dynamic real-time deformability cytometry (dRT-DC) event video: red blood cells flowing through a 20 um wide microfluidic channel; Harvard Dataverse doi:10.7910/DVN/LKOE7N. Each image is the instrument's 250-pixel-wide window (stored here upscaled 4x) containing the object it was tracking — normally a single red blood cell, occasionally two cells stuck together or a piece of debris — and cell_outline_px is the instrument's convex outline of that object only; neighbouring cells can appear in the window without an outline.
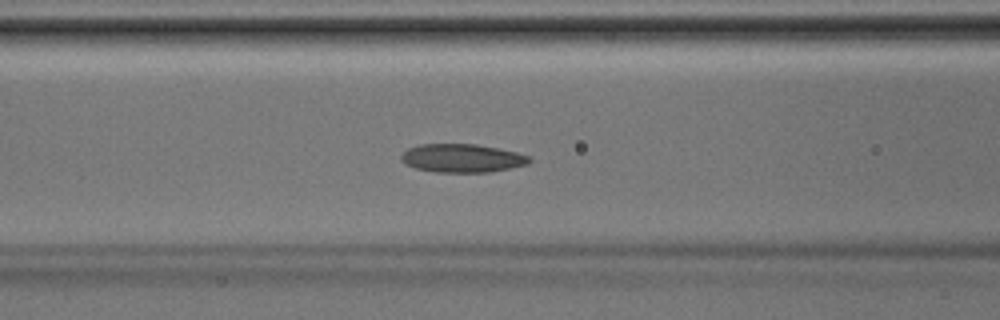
{"species": "Egyptian fruit bat (a non-hibernating species)", "species_latin": "Rousettus aegyptiacus", "temperature_condition": "room temperature", "stored_images_in_passage": 41, "segment_of_instrument_passage": [1, 2], "camera_frame_rate_fps": 3000, "um_per_image_px": 0.085, "animal": {"sex": "male"}, "frame": {"image": 1, "passage_image": 16, "time_ms": 5.0, "image_size_px": [1000, 320], "cell_outline_px": [[532, 160], [528, 164], [488, 172], [436, 172], [416, 168], [404, 164], [400, 160], [400, 156], [408, 148], [420, 144], [476, 144], [516, 152], [532, 156]], "centroid_in_image_um": [39.27, 13.44], "position_along_channel_um": 127.3, "area_um2": 21.21}}
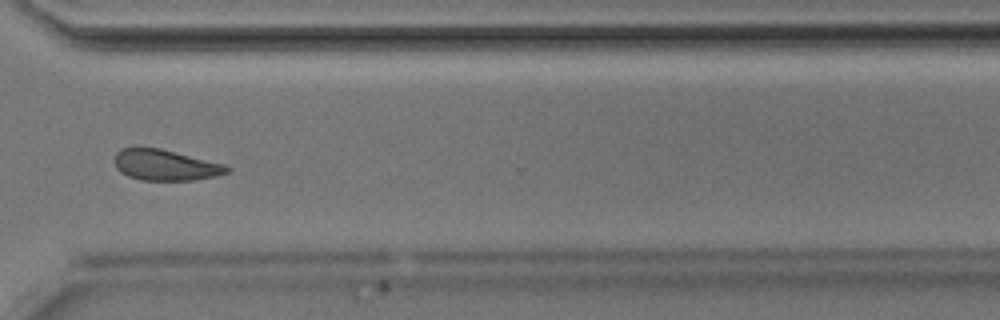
{"frame": {"image": 2, "passage_image": 30, "time_ms": 9.667, "image_size_px": [1000, 320], "cell_outline_px": [[228, 172], [216, 176], [192, 180], [140, 180], [128, 176], [120, 172], [116, 168], [112, 160], [116, 152], [120, 148], [160, 148], [224, 164], [228, 168]], "centroid_in_image_um": [13.98, 14.03], "position_along_channel_um": 356.6, "area_um2": 20.17}}
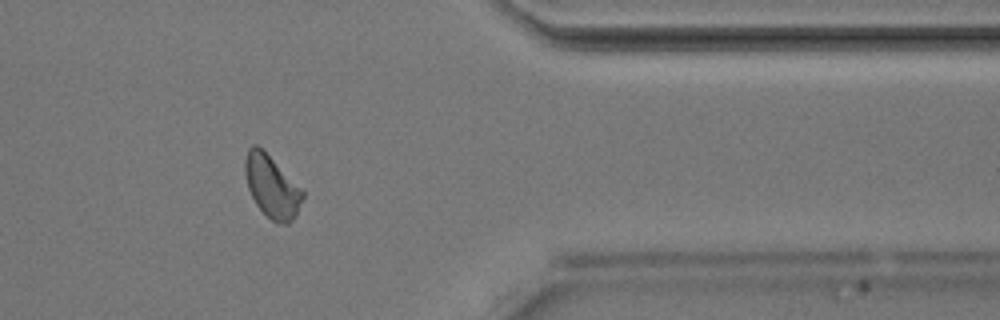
{"frame": {"image": 3, "passage_image": 33, "time_ms": 10.667, "image_size_px": [1000, 320], "cell_outline_px": [[304, 196], [292, 220], [288, 224], [276, 224], [256, 204], [248, 188], [244, 172], [244, 160], [248, 148], [252, 144], [256, 144], [304, 192]], "centroid_in_image_um": [23.06, 15.87], "position_along_channel_um": 388.3, "area_um2": 20.23}}